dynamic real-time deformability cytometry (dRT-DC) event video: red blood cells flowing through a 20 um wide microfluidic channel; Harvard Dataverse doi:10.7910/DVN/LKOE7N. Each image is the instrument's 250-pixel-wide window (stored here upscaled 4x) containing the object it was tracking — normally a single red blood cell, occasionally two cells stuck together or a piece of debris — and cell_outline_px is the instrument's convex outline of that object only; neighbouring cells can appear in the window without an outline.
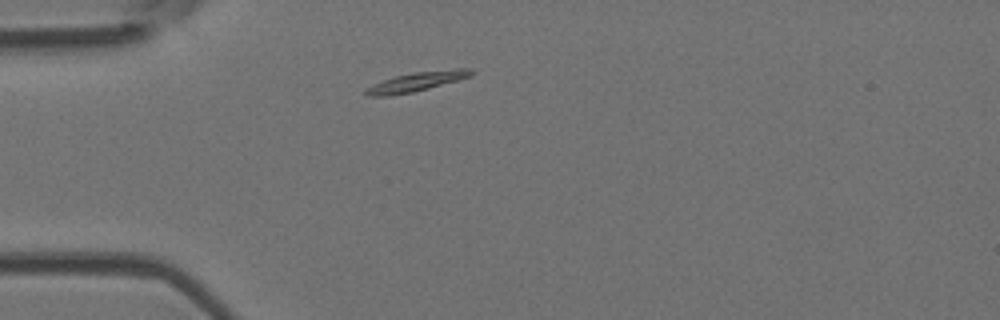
{"species": "Egyptian fruit bat (a non-hibernating species)", "species_latin": "Rousettus aegyptiacus", "temperature_condition": "room temperature", "stored_images_in_passage": 34, "camera_frame_rate_fps": 3000, "um_per_image_px": 0.085, "animal": {"sex": "female"}, "frame": {"image": 1, "passage_image": 1, "time_ms": 0.0, "image_size_px": [1000, 320], "cell_outline_px": [[476, 72], [472, 76], [428, 88], [412, 92], [388, 96], [368, 96], [364, 92], [372, 84], [396, 76], [412, 72], [456, 68], [472, 68]], "centroid_in_image_um": [35.47, 6.92], "position_along_channel_um": 49.5, "area_um2": 11.85}}
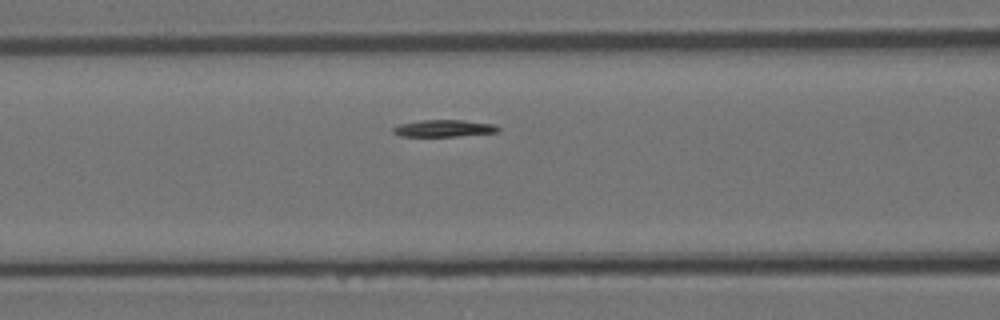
{"frame": {"image": 2, "passage_image": 8, "time_ms": 2.333, "image_size_px": [1000, 320], "cell_outline_px": [[500, 128], [496, 132], [456, 136], [400, 136], [392, 132], [392, 128], [400, 124], [424, 120], [464, 120], [496, 124]], "centroid_in_image_um": [37.74, 10.9], "position_along_channel_um": 128.9, "area_um2": 10.29}}
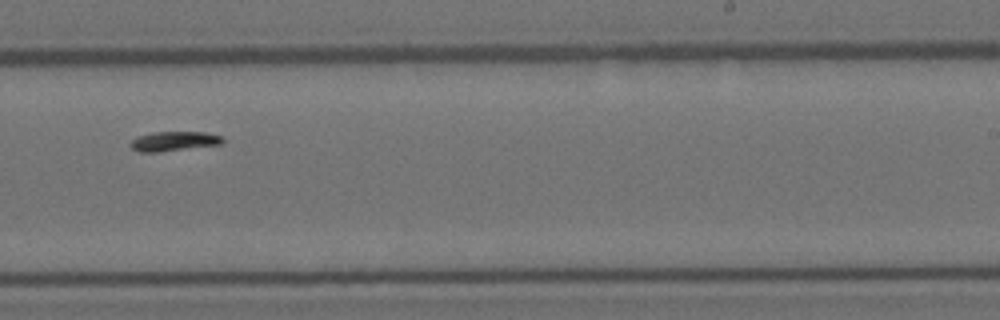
{"frame": {"image": 3, "passage_image": 19, "time_ms": 6.0, "image_size_px": [1000, 320], "cell_outline_px": [[224, 140], [220, 144], [160, 152], [140, 152], [132, 148], [128, 144], [136, 136], [152, 132], [204, 132], [224, 136]], "centroid_in_image_um": [14.76, 12.0], "position_along_channel_um": 274.2, "area_um2": 10.58}, "authors_computed_cell_mechanics": {"area_um2": 10.693, "velocity_mm_per_s": 3.9835, "shape_relaxation_time_tau1_ms": 2.6059, "shape_relaxation_time_tau2_ms": null, "deformation_change_tau1": 0.1851, "deformation_change_tau2": null}}